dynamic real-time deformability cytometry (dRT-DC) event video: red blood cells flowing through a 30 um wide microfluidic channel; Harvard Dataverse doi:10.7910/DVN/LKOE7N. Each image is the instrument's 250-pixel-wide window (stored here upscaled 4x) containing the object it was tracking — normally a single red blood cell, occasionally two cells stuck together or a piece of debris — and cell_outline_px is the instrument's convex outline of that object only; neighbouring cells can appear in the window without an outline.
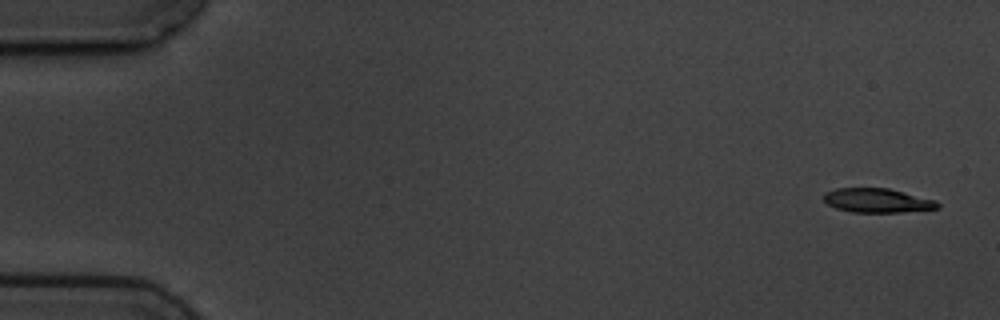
{"species": "common noctule bat (a hibernating species)", "species_latin": "Nyctalus noctula", "temperature_condition": "cold", "stored_images_in_passage": 6, "segment_of_instrument_passage": [1, 2], "camera_frame_rate_fps": 3000, "um_per_image_px": 0.085, "animal": {"sex": "male", "body_mass_g": 19.5, "forearm_length_mm": 54.6}, "frame": {"image": 1, "passage_image": 1, "time_ms": 0.0, "image_size_px": [1000, 320], "cell_outline_px": [[940, 208], [900, 212], [852, 212], [836, 208], [828, 204], [824, 200], [824, 192], [836, 188], [888, 188], [936, 200], [940, 204]], "centroid_in_image_um": [74.57, 17.04], "position_along_channel_um": 10.4, "area_um2": 16.01}}